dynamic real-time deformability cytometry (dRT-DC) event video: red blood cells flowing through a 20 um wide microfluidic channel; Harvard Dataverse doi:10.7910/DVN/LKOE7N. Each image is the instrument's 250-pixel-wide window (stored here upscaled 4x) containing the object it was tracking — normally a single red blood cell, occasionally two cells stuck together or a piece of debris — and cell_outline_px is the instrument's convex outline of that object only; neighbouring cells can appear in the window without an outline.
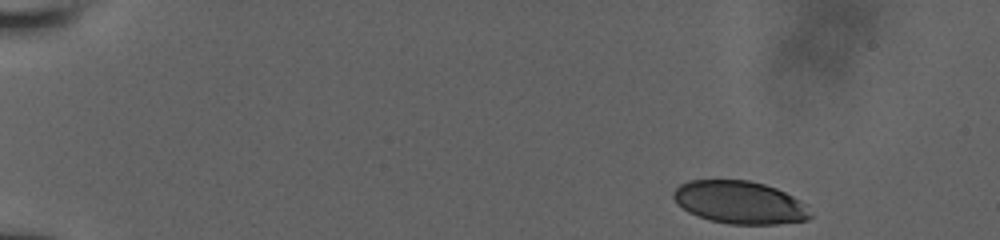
{"species": "human", "species_latin": "Homo sapiens", "temperature_condition": "room temperature", "stored_images_in_passage": 12, "camera_frame_rate_fps": 3000, "um_per_image_px": 0.085, "donor": {"sex": "male"}, "frame": {"image": 1, "passage_image": 1, "time_ms": 0.0, "image_size_px": [1000, 240], "cell_outline_px": [[812, 216], [808, 220], [776, 224], [728, 224], [708, 220], [688, 212], [676, 204], [672, 196], [672, 192], [680, 184], [688, 180], [748, 180], [764, 184], [776, 188], [800, 200]], "centroid_in_image_um": [62.82, 17.2], "position_along_channel_um": 22.2, "area_um2": 34.16}}
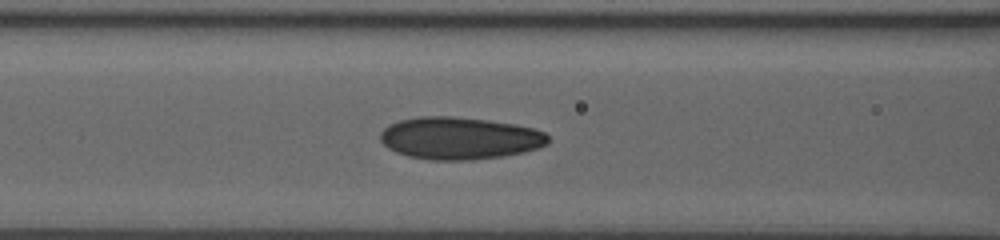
{"frame": {"image": 2, "passage_image": 9, "time_ms": 6.0, "image_size_px": [1000, 240], "cell_outline_px": [[548, 144], [540, 148], [524, 152], [500, 156], [472, 160], [432, 160], [408, 156], [396, 152], [388, 148], [380, 140], [380, 132], [388, 124], [400, 120], [420, 116], [452, 116], [488, 120], [516, 124], [532, 128], [544, 132], [548, 136]], "centroid_in_image_um": [39.05, 11.74], "position_along_channel_um": 127.5, "area_um2": 41.5}}
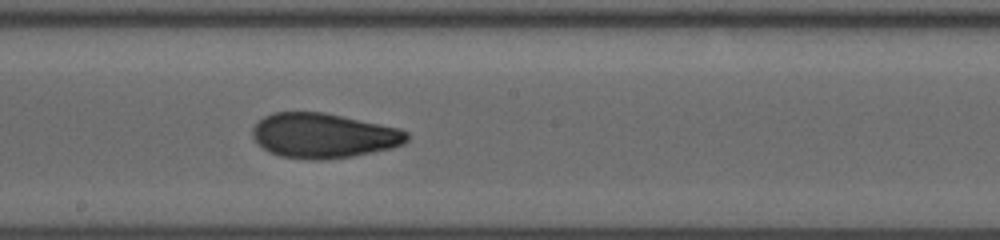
{"frame": {"image": 3, "passage_image": 12, "time_ms": 8.333, "image_size_px": [1000, 240], "cell_outline_px": [[408, 140], [404, 144], [392, 148], [352, 156], [324, 160], [312, 160], [280, 156], [268, 152], [252, 136], [252, 128], [264, 116], [272, 112], [324, 112], [400, 128], [408, 132]], "centroid_in_image_um": [27.51, 11.53], "position_along_channel_um": 220.7, "area_um2": 40.4}}